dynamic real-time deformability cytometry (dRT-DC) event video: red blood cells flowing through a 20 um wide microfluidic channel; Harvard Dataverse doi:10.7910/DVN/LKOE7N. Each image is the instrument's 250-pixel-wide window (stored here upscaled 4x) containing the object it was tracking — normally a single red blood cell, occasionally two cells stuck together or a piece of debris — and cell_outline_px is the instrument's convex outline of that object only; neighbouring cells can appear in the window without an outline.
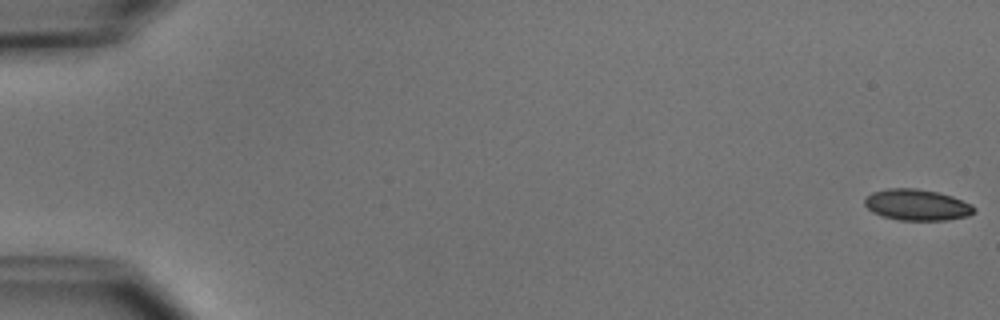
{"species": "common noctule bat (a hibernating species)", "species_latin": "Nyctalus noctula", "temperature_condition": "cold", "stored_images_in_passage": 5, "camera_frame_rate_fps": 3000, "um_per_image_px": 0.085, "animal": {"sex": "male", "body_mass_g": 15.6}, "frame": {"image": 1, "passage_image": 1, "time_ms": 0.0, "image_size_px": [1000, 320], "cell_outline_px": [[976, 212], [968, 216], [948, 220], [900, 220], [884, 216], [872, 212], [864, 204], [864, 196], [872, 192], [888, 188], [916, 188], [936, 192], [952, 196], [972, 204], [976, 208]], "centroid_in_image_um": [77.95, 17.41], "position_along_channel_um": 7.1, "area_um2": 20.0}}
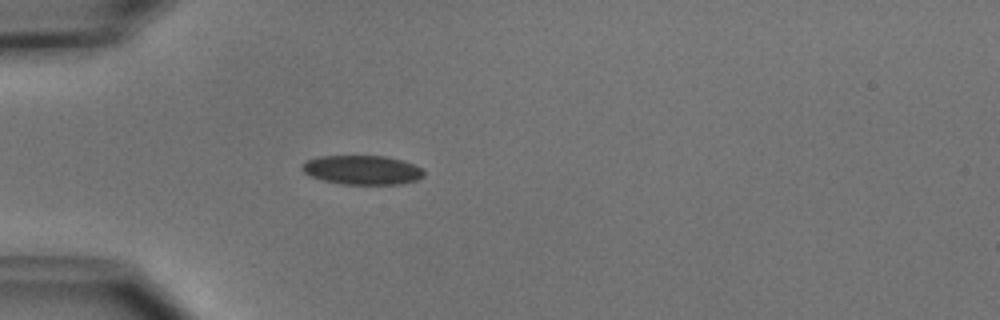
{"frame": {"image": 2, "passage_image": 5, "time_ms": 5.0, "image_size_px": [1000, 320], "cell_outline_px": [[424, 176], [416, 180], [400, 184], [344, 184], [324, 180], [312, 176], [304, 172], [300, 168], [300, 164], [308, 160], [320, 156], [388, 156], [424, 168]], "centroid_in_image_um": [30.8, 14.44], "position_along_channel_um": 54.2, "area_um2": 20.63}}